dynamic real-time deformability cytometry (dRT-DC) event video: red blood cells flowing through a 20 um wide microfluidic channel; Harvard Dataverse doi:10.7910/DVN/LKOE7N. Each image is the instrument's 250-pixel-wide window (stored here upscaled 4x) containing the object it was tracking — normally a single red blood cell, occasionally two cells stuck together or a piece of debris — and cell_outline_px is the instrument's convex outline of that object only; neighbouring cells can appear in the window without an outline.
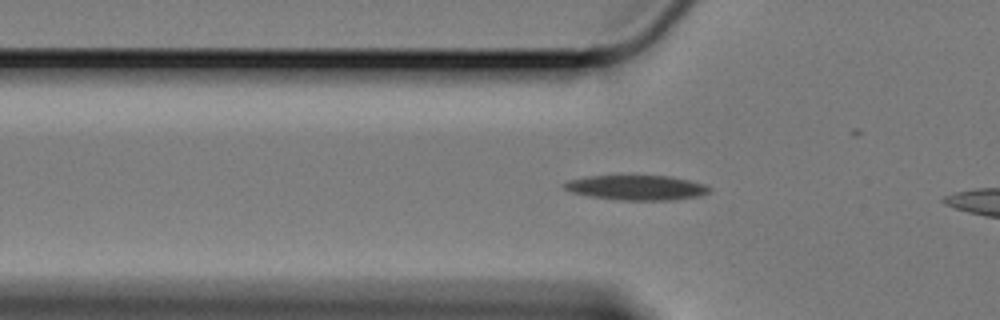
{"species": "Egyptian fruit bat (a non-hibernating species)", "species_latin": "Rousettus aegyptiacus", "temperature_condition": "cold", "stored_images_in_passage": 40, "camera_frame_rate_fps": 3000, "um_per_image_px": 0.085, "animal": {"sex": "female"}, "frame": {"image": 1, "passage_image": 8, "time_ms": 2.333, "image_size_px": [1000, 320], "cell_outline_px": [[712, 188], [708, 192], [696, 196], [672, 200], [616, 200], [588, 196], [572, 192], [564, 188], [564, 184], [568, 180], [588, 176], [668, 176], [688, 180], [704, 184]], "centroid_in_image_um": [54.08, 15.95], "position_along_channel_um": 71.7, "area_um2": 20.81}}
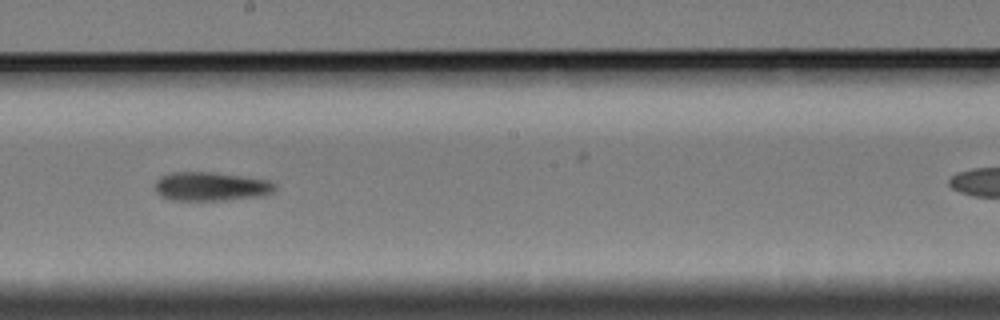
{"frame": {"image": 2, "passage_image": 22, "time_ms": 7.0, "image_size_px": [1000, 320], "cell_outline_px": [[276, 188], [272, 192], [264, 196], [224, 200], [172, 200], [160, 196], [156, 192], [156, 180], [160, 176], [172, 172], [212, 172], [268, 180], [276, 184]], "centroid_in_image_um": [17.92, 15.85], "position_along_channel_um": 230.3, "area_um2": 20.17}}
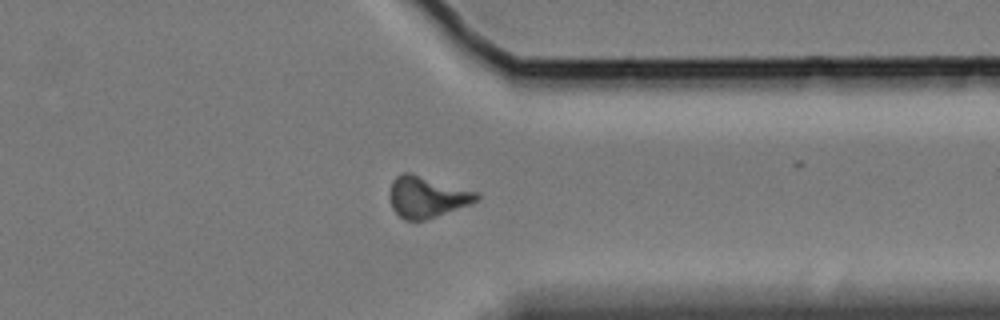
{"frame": {"image": 3, "passage_image": 35, "time_ms": 11.333, "image_size_px": [1000, 320], "cell_outline_px": [[480, 200], [472, 204], [424, 220], [404, 220], [392, 208], [388, 196], [388, 192], [392, 180], [400, 172], [408, 172], [480, 192]], "centroid_in_image_um": [36.29, 16.73], "position_along_channel_um": 375.1, "area_um2": 21.21}}